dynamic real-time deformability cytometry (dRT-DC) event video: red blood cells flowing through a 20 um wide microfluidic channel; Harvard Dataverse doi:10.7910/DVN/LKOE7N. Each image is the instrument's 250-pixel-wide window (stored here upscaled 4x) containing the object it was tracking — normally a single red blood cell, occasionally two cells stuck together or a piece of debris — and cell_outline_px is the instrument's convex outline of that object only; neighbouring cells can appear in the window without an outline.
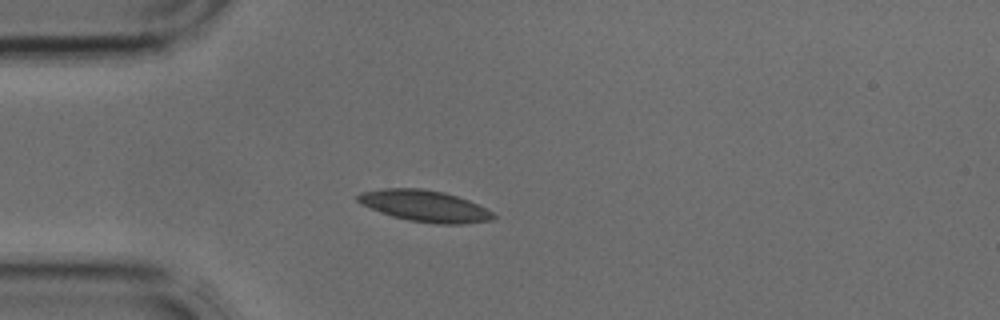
{"species": "common noctule bat (a hibernating species)", "species_latin": "Nyctalus noctula", "temperature_condition": "cold", "stored_images_in_passage": 3, "camera_frame_rate_fps": 3000, "um_per_image_px": 0.085, "animal": {"sex": "male", "body_mass_g": 17.9, "forearm_length_mm": 54.2}, "frame": {"image": 1, "passage_image": 3, "time_ms": 0.667, "image_size_px": [1000, 320], "cell_outline_px": [[496, 216], [492, 220], [464, 224], [436, 224], [408, 220], [392, 216], [380, 212], [360, 204], [356, 200], [356, 196], [360, 192], [384, 188], [420, 188], [444, 192], [468, 200], [492, 212]], "centroid_in_image_um": [36.06, 17.51], "position_along_channel_um": 48.9, "area_um2": 24.8}}